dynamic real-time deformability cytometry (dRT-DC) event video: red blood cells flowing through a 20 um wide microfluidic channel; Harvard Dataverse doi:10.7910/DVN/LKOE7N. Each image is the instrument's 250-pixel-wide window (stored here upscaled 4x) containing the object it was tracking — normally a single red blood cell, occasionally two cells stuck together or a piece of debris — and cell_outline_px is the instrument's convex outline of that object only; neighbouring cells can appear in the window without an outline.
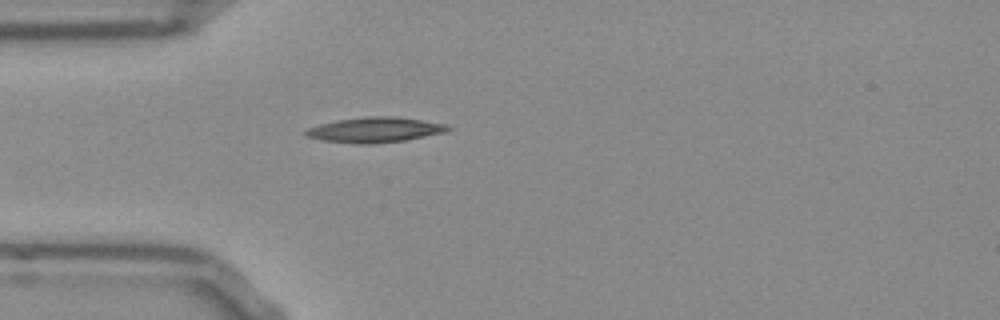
{"species": "Egyptian fruit bat (a non-hibernating species)", "species_latin": "Rousettus aegyptiacus", "temperature_condition": "room temperature", "stored_images_in_passage": 39, "camera_frame_rate_fps": 3000, "um_per_image_px": 0.085, "frame": {"image": 1, "passage_image": 1, "time_ms": 0.0, "image_size_px": [1000, 320], "cell_outline_px": [[452, 128], [444, 132], [404, 140], [372, 144], [356, 144], [320, 140], [308, 136], [304, 132], [308, 128], [320, 124], [336, 120], [364, 116], [396, 116], [448, 124]], "centroid_in_image_um": [31.86, 11.03], "position_along_channel_um": 53.1, "area_um2": 20.87}}
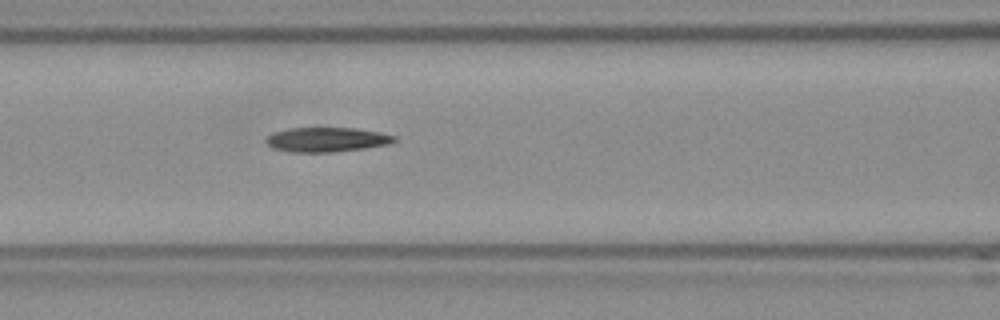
{"frame": {"image": 2, "passage_image": 8, "time_ms": 2.333, "image_size_px": [1000, 320], "cell_outline_px": [[396, 140], [388, 144], [364, 148], [332, 152], [292, 152], [272, 148], [264, 140], [268, 136], [276, 132], [288, 128], [356, 128], [396, 136]], "centroid_in_image_um": [27.74, 11.87], "position_along_channel_um": 138.9, "area_um2": 18.09}}
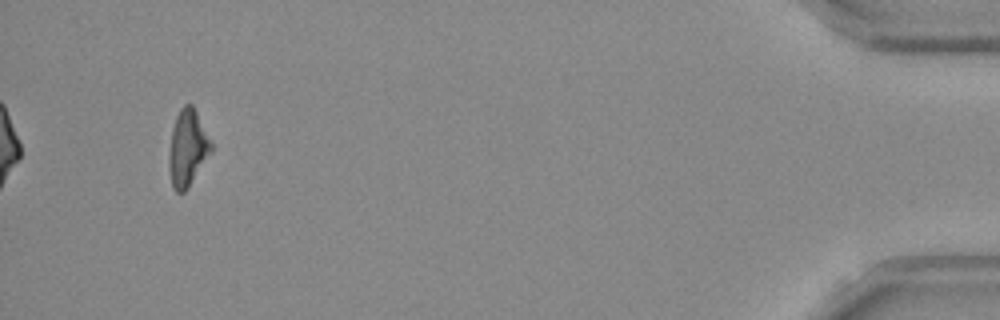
{"frame": {"image": 3, "passage_image": 36, "time_ms": 11.667, "image_size_px": [1000, 320], "cell_outline_px": [[212, 152], [188, 188], [184, 192], [176, 192], [172, 188], [168, 164], [168, 160], [172, 128], [176, 116], [180, 108], [184, 104], [192, 104], [212, 144]], "centroid_in_image_um": [15.93, 12.61], "position_along_channel_um": 419.3, "area_um2": 18.73}}